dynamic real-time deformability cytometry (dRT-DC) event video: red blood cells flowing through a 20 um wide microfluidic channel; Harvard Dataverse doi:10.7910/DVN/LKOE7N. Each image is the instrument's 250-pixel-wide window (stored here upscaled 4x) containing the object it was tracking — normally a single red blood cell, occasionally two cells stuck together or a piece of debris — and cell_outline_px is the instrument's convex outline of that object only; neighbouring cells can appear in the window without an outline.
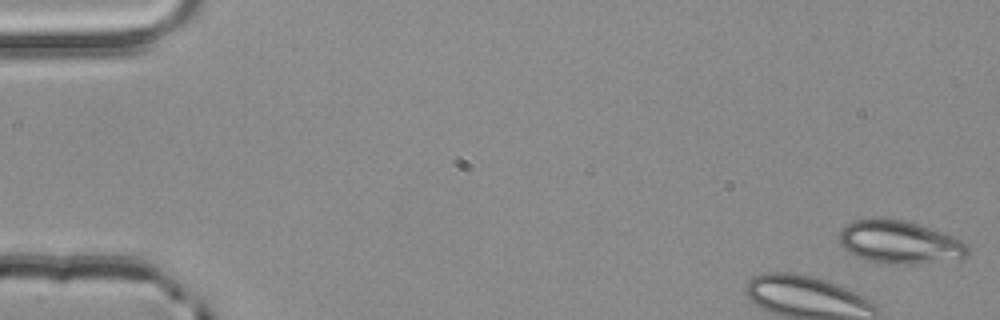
{"species": "common noctule bat (a hibernating species)", "species_latin": "Nyctalus noctula", "temperature_condition": "room temperature", "stored_images_in_passage": 16, "camera_frame_rate_fps": 3000, "um_per_image_px": 0.085, "animal": {"sex": "male", "body_mass_g": 20.4}, "frame": {"image": 1, "passage_image": 1, "time_ms": 0.0, "image_size_px": [1000, 320], "cell_outline_px": [[968, 256], [964, 260], [912, 264], [884, 264], [868, 260], [856, 256], [844, 248], [840, 244], [836, 236], [840, 228], [852, 220], [876, 216], [904, 220], [952, 236], [968, 244]], "centroid_in_image_um": [76.43, 20.58], "position_along_channel_um": 8.6, "area_um2": 33.0}}